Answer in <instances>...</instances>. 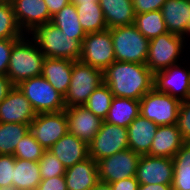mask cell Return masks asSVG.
I'll use <instances>...</instances> for the list:
<instances>
[{
    "instance_id": "1",
    "label": "cell",
    "mask_w": 190,
    "mask_h": 190,
    "mask_svg": "<svg viewBox=\"0 0 190 190\" xmlns=\"http://www.w3.org/2000/svg\"><path fill=\"white\" fill-rule=\"evenodd\" d=\"M153 82L154 73L146 64L114 61L103 71V83L115 97L140 100Z\"/></svg>"
},
{
    "instance_id": "2",
    "label": "cell",
    "mask_w": 190,
    "mask_h": 190,
    "mask_svg": "<svg viewBox=\"0 0 190 190\" xmlns=\"http://www.w3.org/2000/svg\"><path fill=\"white\" fill-rule=\"evenodd\" d=\"M30 34L45 57L79 60L82 43L75 39V35L63 33L53 23L39 25Z\"/></svg>"
},
{
    "instance_id": "3",
    "label": "cell",
    "mask_w": 190,
    "mask_h": 190,
    "mask_svg": "<svg viewBox=\"0 0 190 190\" xmlns=\"http://www.w3.org/2000/svg\"><path fill=\"white\" fill-rule=\"evenodd\" d=\"M27 38L23 36L18 39L10 54L6 76L15 86L23 80L41 76L42 73L45 56L35 41Z\"/></svg>"
},
{
    "instance_id": "4",
    "label": "cell",
    "mask_w": 190,
    "mask_h": 190,
    "mask_svg": "<svg viewBox=\"0 0 190 190\" xmlns=\"http://www.w3.org/2000/svg\"><path fill=\"white\" fill-rule=\"evenodd\" d=\"M109 30L116 61L146 64L150 40L137 29L135 24Z\"/></svg>"
},
{
    "instance_id": "5",
    "label": "cell",
    "mask_w": 190,
    "mask_h": 190,
    "mask_svg": "<svg viewBox=\"0 0 190 190\" xmlns=\"http://www.w3.org/2000/svg\"><path fill=\"white\" fill-rule=\"evenodd\" d=\"M103 83V71L81 61H73L70 86L64 96L66 108L82 106Z\"/></svg>"
},
{
    "instance_id": "6",
    "label": "cell",
    "mask_w": 190,
    "mask_h": 190,
    "mask_svg": "<svg viewBox=\"0 0 190 190\" xmlns=\"http://www.w3.org/2000/svg\"><path fill=\"white\" fill-rule=\"evenodd\" d=\"M38 113L60 112L66 109L64 96L43 76L32 77L16 85Z\"/></svg>"
},
{
    "instance_id": "7",
    "label": "cell",
    "mask_w": 190,
    "mask_h": 190,
    "mask_svg": "<svg viewBox=\"0 0 190 190\" xmlns=\"http://www.w3.org/2000/svg\"><path fill=\"white\" fill-rule=\"evenodd\" d=\"M140 115L157 126L175 125L178 119L181 101L154 87L140 100Z\"/></svg>"
},
{
    "instance_id": "8",
    "label": "cell",
    "mask_w": 190,
    "mask_h": 190,
    "mask_svg": "<svg viewBox=\"0 0 190 190\" xmlns=\"http://www.w3.org/2000/svg\"><path fill=\"white\" fill-rule=\"evenodd\" d=\"M185 38L184 36L167 32L151 39L146 59L147 67L155 73L178 64V59L182 54L181 51L185 46Z\"/></svg>"
},
{
    "instance_id": "9",
    "label": "cell",
    "mask_w": 190,
    "mask_h": 190,
    "mask_svg": "<svg viewBox=\"0 0 190 190\" xmlns=\"http://www.w3.org/2000/svg\"><path fill=\"white\" fill-rule=\"evenodd\" d=\"M79 61L102 71L116 61L111 31L86 33Z\"/></svg>"
},
{
    "instance_id": "10",
    "label": "cell",
    "mask_w": 190,
    "mask_h": 190,
    "mask_svg": "<svg viewBox=\"0 0 190 190\" xmlns=\"http://www.w3.org/2000/svg\"><path fill=\"white\" fill-rule=\"evenodd\" d=\"M88 148L89 156L96 162L128 149L127 128L103 121L100 130L88 144Z\"/></svg>"
},
{
    "instance_id": "11",
    "label": "cell",
    "mask_w": 190,
    "mask_h": 190,
    "mask_svg": "<svg viewBox=\"0 0 190 190\" xmlns=\"http://www.w3.org/2000/svg\"><path fill=\"white\" fill-rule=\"evenodd\" d=\"M35 140L49 150L61 137L68 133L67 115L60 112L38 113L29 125Z\"/></svg>"
},
{
    "instance_id": "12",
    "label": "cell",
    "mask_w": 190,
    "mask_h": 190,
    "mask_svg": "<svg viewBox=\"0 0 190 190\" xmlns=\"http://www.w3.org/2000/svg\"><path fill=\"white\" fill-rule=\"evenodd\" d=\"M140 155L131 149L115 153L97 161L99 181L113 183L136 176Z\"/></svg>"
},
{
    "instance_id": "13",
    "label": "cell",
    "mask_w": 190,
    "mask_h": 190,
    "mask_svg": "<svg viewBox=\"0 0 190 190\" xmlns=\"http://www.w3.org/2000/svg\"><path fill=\"white\" fill-rule=\"evenodd\" d=\"M173 176V158L140 156L135 176L139 184L172 185Z\"/></svg>"
},
{
    "instance_id": "14",
    "label": "cell",
    "mask_w": 190,
    "mask_h": 190,
    "mask_svg": "<svg viewBox=\"0 0 190 190\" xmlns=\"http://www.w3.org/2000/svg\"><path fill=\"white\" fill-rule=\"evenodd\" d=\"M153 87L165 94L185 101L190 87V69L180 67L179 64L154 73Z\"/></svg>"
},
{
    "instance_id": "15",
    "label": "cell",
    "mask_w": 190,
    "mask_h": 190,
    "mask_svg": "<svg viewBox=\"0 0 190 190\" xmlns=\"http://www.w3.org/2000/svg\"><path fill=\"white\" fill-rule=\"evenodd\" d=\"M12 6L14 16L24 34L26 31L29 35L37 26L52 20L45 0H15Z\"/></svg>"
},
{
    "instance_id": "16",
    "label": "cell",
    "mask_w": 190,
    "mask_h": 190,
    "mask_svg": "<svg viewBox=\"0 0 190 190\" xmlns=\"http://www.w3.org/2000/svg\"><path fill=\"white\" fill-rule=\"evenodd\" d=\"M68 133L89 144L100 130L103 120L84 105L65 109Z\"/></svg>"
},
{
    "instance_id": "17",
    "label": "cell",
    "mask_w": 190,
    "mask_h": 190,
    "mask_svg": "<svg viewBox=\"0 0 190 190\" xmlns=\"http://www.w3.org/2000/svg\"><path fill=\"white\" fill-rule=\"evenodd\" d=\"M35 117L31 103L17 86L0 102V123L30 124Z\"/></svg>"
},
{
    "instance_id": "18",
    "label": "cell",
    "mask_w": 190,
    "mask_h": 190,
    "mask_svg": "<svg viewBox=\"0 0 190 190\" xmlns=\"http://www.w3.org/2000/svg\"><path fill=\"white\" fill-rule=\"evenodd\" d=\"M63 164L69 168L89 157L88 144L73 134H65L50 149Z\"/></svg>"
},
{
    "instance_id": "19",
    "label": "cell",
    "mask_w": 190,
    "mask_h": 190,
    "mask_svg": "<svg viewBox=\"0 0 190 190\" xmlns=\"http://www.w3.org/2000/svg\"><path fill=\"white\" fill-rule=\"evenodd\" d=\"M64 177L67 190H91L99 182L97 162L89 156L66 168Z\"/></svg>"
},
{
    "instance_id": "20",
    "label": "cell",
    "mask_w": 190,
    "mask_h": 190,
    "mask_svg": "<svg viewBox=\"0 0 190 190\" xmlns=\"http://www.w3.org/2000/svg\"><path fill=\"white\" fill-rule=\"evenodd\" d=\"M158 126L140 114L127 127L129 149L140 156L149 155Z\"/></svg>"
},
{
    "instance_id": "21",
    "label": "cell",
    "mask_w": 190,
    "mask_h": 190,
    "mask_svg": "<svg viewBox=\"0 0 190 190\" xmlns=\"http://www.w3.org/2000/svg\"><path fill=\"white\" fill-rule=\"evenodd\" d=\"M161 11L167 31L185 37L190 25V0H166Z\"/></svg>"
},
{
    "instance_id": "22",
    "label": "cell",
    "mask_w": 190,
    "mask_h": 190,
    "mask_svg": "<svg viewBox=\"0 0 190 190\" xmlns=\"http://www.w3.org/2000/svg\"><path fill=\"white\" fill-rule=\"evenodd\" d=\"M184 143L176 124L158 126L149 156L173 158Z\"/></svg>"
},
{
    "instance_id": "23",
    "label": "cell",
    "mask_w": 190,
    "mask_h": 190,
    "mask_svg": "<svg viewBox=\"0 0 190 190\" xmlns=\"http://www.w3.org/2000/svg\"><path fill=\"white\" fill-rule=\"evenodd\" d=\"M73 61L60 58H44L43 76L59 93L65 96L71 81Z\"/></svg>"
},
{
    "instance_id": "24",
    "label": "cell",
    "mask_w": 190,
    "mask_h": 190,
    "mask_svg": "<svg viewBox=\"0 0 190 190\" xmlns=\"http://www.w3.org/2000/svg\"><path fill=\"white\" fill-rule=\"evenodd\" d=\"M108 29L135 22L132 0H99Z\"/></svg>"
},
{
    "instance_id": "25",
    "label": "cell",
    "mask_w": 190,
    "mask_h": 190,
    "mask_svg": "<svg viewBox=\"0 0 190 190\" xmlns=\"http://www.w3.org/2000/svg\"><path fill=\"white\" fill-rule=\"evenodd\" d=\"M139 110V100L114 96L104 121L112 125L127 128L140 114Z\"/></svg>"
},
{
    "instance_id": "26",
    "label": "cell",
    "mask_w": 190,
    "mask_h": 190,
    "mask_svg": "<svg viewBox=\"0 0 190 190\" xmlns=\"http://www.w3.org/2000/svg\"><path fill=\"white\" fill-rule=\"evenodd\" d=\"M42 178L38 162L16 158L13 186L18 190H37Z\"/></svg>"
},
{
    "instance_id": "27",
    "label": "cell",
    "mask_w": 190,
    "mask_h": 190,
    "mask_svg": "<svg viewBox=\"0 0 190 190\" xmlns=\"http://www.w3.org/2000/svg\"><path fill=\"white\" fill-rule=\"evenodd\" d=\"M75 6L85 33L102 32L108 29L99 2L77 3Z\"/></svg>"
},
{
    "instance_id": "28",
    "label": "cell",
    "mask_w": 190,
    "mask_h": 190,
    "mask_svg": "<svg viewBox=\"0 0 190 190\" xmlns=\"http://www.w3.org/2000/svg\"><path fill=\"white\" fill-rule=\"evenodd\" d=\"M51 23L60 28L63 33L75 35V39L81 43L86 36L79 22L76 6L71 3L54 14Z\"/></svg>"
},
{
    "instance_id": "29",
    "label": "cell",
    "mask_w": 190,
    "mask_h": 190,
    "mask_svg": "<svg viewBox=\"0 0 190 190\" xmlns=\"http://www.w3.org/2000/svg\"><path fill=\"white\" fill-rule=\"evenodd\" d=\"M173 190H190V142H185L173 157Z\"/></svg>"
},
{
    "instance_id": "30",
    "label": "cell",
    "mask_w": 190,
    "mask_h": 190,
    "mask_svg": "<svg viewBox=\"0 0 190 190\" xmlns=\"http://www.w3.org/2000/svg\"><path fill=\"white\" fill-rule=\"evenodd\" d=\"M29 125L0 123V155H14L18 143L30 131Z\"/></svg>"
},
{
    "instance_id": "31",
    "label": "cell",
    "mask_w": 190,
    "mask_h": 190,
    "mask_svg": "<svg viewBox=\"0 0 190 190\" xmlns=\"http://www.w3.org/2000/svg\"><path fill=\"white\" fill-rule=\"evenodd\" d=\"M134 24L149 40L168 32L161 10L136 14Z\"/></svg>"
},
{
    "instance_id": "32",
    "label": "cell",
    "mask_w": 190,
    "mask_h": 190,
    "mask_svg": "<svg viewBox=\"0 0 190 190\" xmlns=\"http://www.w3.org/2000/svg\"><path fill=\"white\" fill-rule=\"evenodd\" d=\"M113 98L114 95L110 91V88L105 83H102L89 96L84 106L88 108L94 115L104 121Z\"/></svg>"
},
{
    "instance_id": "33",
    "label": "cell",
    "mask_w": 190,
    "mask_h": 190,
    "mask_svg": "<svg viewBox=\"0 0 190 190\" xmlns=\"http://www.w3.org/2000/svg\"><path fill=\"white\" fill-rule=\"evenodd\" d=\"M25 36L14 16L11 4L0 3V39L21 38Z\"/></svg>"
},
{
    "instance_id": "34",
    "label": "cell",
    "mask_w": 190,
    "mask_h": 190,
    "mask_svg": "<svg viewBox=\"0 0 190 190\" xmlns=\"http://www.w3.org/2000/svg\"><path fill=\"white\" fill-rule=\"evenodd\" d=\"M45 149L35 140L29 131L18 143L14 151V157L28 161L39 162Z\"/></svg>"
},
{
    "instance_id": "35",
    "label": "cell",
    "mask_w": 190,
    "mask_h": 190,
    "mask_svg": "<svg viewBox=\"0 0 190 190\" xmlns=\"http://www.w3.org/2000/svg\"><path fill=\"white\" fill-rule=\"evenodd\" d=\"M40 175L42 180L57 176H64L66 168L62 162L49 150H45L39 160Z\"/></svg>"
},
{
    "instance_id": "36",
    "label": "cell",
    "mask_w": 190,
    "mask_h": 190,
    "mask_svg": "<svg viewBox=\"0 0 190 190\" xmlns=\"http://www.w3.org/2000/svg\"><path fill=\"white\" fill-rule=\"evenodd\" d=\"M176 125L184 142H190V100L181 102Z\"/></svg>"
},
{
    "instance_id": "37",
    "label": "cell",
    "mask_w": 190,
    "mask_h": 190,
    "mask_svg": "<svg viewBox=\"0 0 190 190\" xmlns=\"http://www.w3.org/2000/svg\"><path fill=\"white\" fill-rule=\"evenodd\" d=\"M15 160L13 155H0V187L13 185Z\"/></svg>"
},
{
    "instance_id": "38",
    "label": "cell",
    "mask_w": 190,
    "mask_h": 190,
    "mask_svg": "<svg viewBox=\"0 0 190 190\" xmlns=\"http://www.w3.org/2000/svg\"><path fill=\"white\" fill-rule=\"evenodd\" d=\"M18 39H0V75H6L13 44Z\"/></svg>"
},
{
    "instance_id": "39",
    "label": "cell",
    "mask_w": 190,
    "mask_h": 190,
    "mask_svg": "<svg viewBox=\"0 0 190 190\" xmlns=\"http://www.w3.org/2000/svg\"><path fill=\"white\" fill-rule=\"evenodd\" d=\"M166 0H132L135 14L161 10Z\"/></svg>"
},
{
    "instance_id": "40",
    "label": "cell",
    "mask_w": 190,
    "mask_h": 190,
    "mask_svg": "<svg viewBox=\"0 0 190 190\" xmlns=\"http://www.w3.org/2000/svg\"><path fill=\"white\" fill-rule=\"evenodd\" d=\"M37 190H67L64 176H57L41 180Z\"/></svg>"
},
{
    "instance_id": "41",
    "label": "cell",
    "mask_w": 190,
    "mask_h": 190,
    "mask_svg": "<svg viewBox=\"0 0 190 190\" xmlns=\"http://www.w3.org/2000/svg\"><path fill=\"white\" fill-rule=\"evenodd\" d=\"M113 190H138L139 182L136 177H130L110 183Z\"/></svg>"
},
{
    "instance_id": "42",
    "label": "cell",
    "mask_w": 190,
    "mask_h": 190,
    "mask_svg": "<svg viewBox=\"0 0 190 190\" xmlns=\"http://www.w3.org/2000/svg\"><path fill=\"white\" fill-rule=\"evenodd\" d=\"M15 85L6 75H0V102H2Z\"/></svg>"
},
{
    "instance_id": "43",
    "label": "cell",
    "mask_w": 190,
    "mask_h": 190,
    "mask_svg": "<svg viewBox=\"0 0 190 190\" xmlns=\"http://www.w3.org/2000/svg\"><path fill=\"white\" fill-rule=\"evenodd\" d=\"M45 3L48 7L49 14L53 16L63 7L70 4V0H45Z\"/></svg>"
},
{
    "instance_id": "44",
    "label": "cell",
    "mask_w": 190,
    "mask_h": 190,
    "mask_svg": "<svg viewBox=\"0 0 190 190\" xmlns=\"http://www.w3.org/2000/svg\"><path fill=\"white\" fill-rule=\"evenodd\" d=\"M138 190H173L172 185H163V184H139Z\"/></svg>"
},
{
    "instance_id": "45",
    "label": "cell",
    "mask_w": 190,
    "mask_h": 190,
    "mask_svg": "<svg viewBox=\"0 0 190 190\" xmlns=\"http://www.w3.org/2000/svg\"><path fill=\"white\" fill-rule=\"evenodd\" d=\"M91 190H113V189L110 184L99 181Z\"/></svg>"
},
{
    "instance_id": "46",
    "label": "cell",
    "mask_w": 190,
    "mask_h": 190,
    "mask_svg": "<svg viewBox=\"0 0 190 190\" xmlns=\"http://www.w3.org/2000/svg\"><path fill=\"white\" fill-rule=\"evenodd\" d=\"M87 2H99V0H70V3L76 5L77 3H87Z\"/></svg>"
},
{
    "instance_id": "47",
    "label": "cell",
    "mask_w": 190,
    "mask_h": 190,
    "mask_svg": "<svg viewBox=\"0 0 190 190\" xmlns=\"http://www.w3.org/2000/svg\"><path fill=\"white\" fill-rule=\"evenodd\" d=\"M0 190H18L16 187H14L13 185L10 186H2L0 187Z\"/></svg>"
},
{
    "instance_id": "48",
    "label": "cell",
    "mask_w": 190,
    "mask_h": 190,
    "mask_svg": "<svg viewBox=\"0 0 190 190\" xmlns=\"http://www.w3.org/2000/svg\"><path fill=\"white\" fill-rule=\"evenodd\" d=\"M15 0H0V3H7V4H13Z\"/></svg>"
},
{
    "instance_id": "49",
    "label": "cell",
    "mask_w": 190,
    "mask_h": 190,
    "mask_svg": "<svg viewBox=\"0 0 190 190\" xmlns=\"http://www.w3.org/2000/svg\"><path fill=\"white\" fill-rule=\"evenodd\" d=\"M189 34H190V25H189V28H188V31H187V34H186V35L189 36Z\"/></svg>"
},
{
    "instance_id": "50",
    "label": "cell",
    "mask_w": 190,
    "mask_h": 190,
    "mask_svg": "<svg viewBox=\"0 0 190 190\" xmlns=\"http://www.w3.org/2000/svg\"><path fill=\"white\" fill-rule=\"evenodd\" d=\"M187 100H190V87H189V93H188V98Z\"/></svg>"
}]
</instances>
